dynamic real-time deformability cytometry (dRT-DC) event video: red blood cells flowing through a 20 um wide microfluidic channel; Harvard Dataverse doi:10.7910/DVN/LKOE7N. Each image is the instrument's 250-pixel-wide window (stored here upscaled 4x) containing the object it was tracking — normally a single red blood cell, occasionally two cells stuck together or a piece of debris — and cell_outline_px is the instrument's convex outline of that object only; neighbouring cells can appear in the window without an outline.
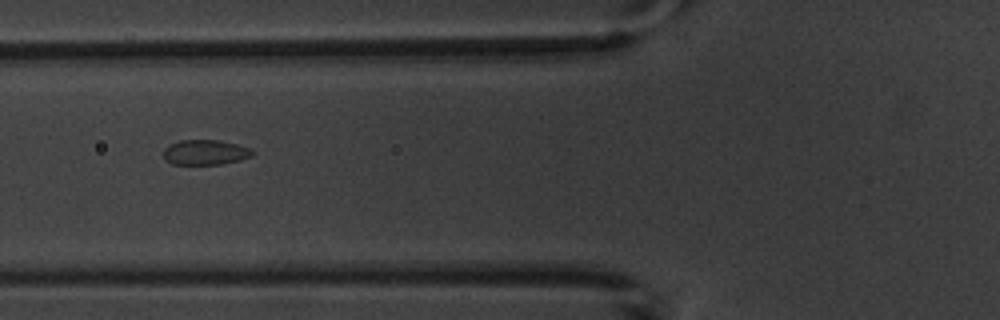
{"species": "common noctule bat (a hibernating species)", "species_latin": "Nyctalus noctula", "temperature_condition": "warm", "stored_images_in_passage": 5, "camera_frame_rate_fps": 3000, "um_per_image_px": 0.085, "animal": {"sex": "male", "body_mass_g": 20.1, "forearm_length_mm": 53.5}, "frame": {"image": 1, "passage_image": 2, "time_ms": 1.333, "image_size_px": [1000, 320], "cell_outline_px": [[256, 152], [252, 156], [240, 160], [224, 164], [172, 164], [164, 160], [164, 148], [168, 144], [180, 140], [220, 140], [252, 148]], "centroid_in_image_um": [17.46, 12.94], "position_along_channel_um": 108.3, "area_um2": 13.24}}
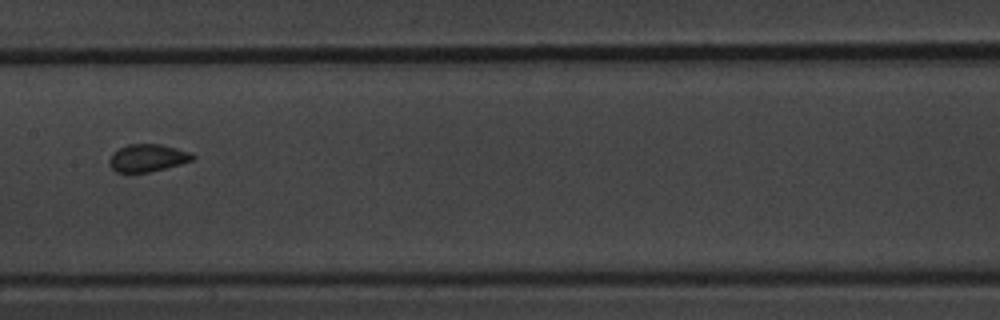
{"frame": {"image": 2, "passage_image": 4, "time_ms": 3.667, "image_size_px": [1000, 320], "cell_outline_px": [[196, 156], [192, 160], [180, 164], [148, 172], [116, 172], [108, 164], [108, 160], [112, 152], [128, 144], [160, 144], [176, 148], [188, 152]], "centroid_in_image_um": [12.49, 13.42], "position_along_channel_um": 194.9, "area_um2": 13.24}}
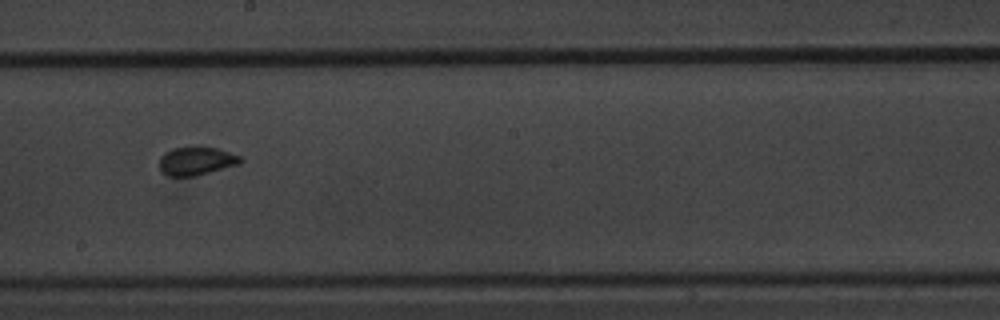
{"frame": {"image": 3, "passage_image": 5, "time_ms": 4.667, "image_size_px": [1000, 320], "cell_outline_px": [[244, 160], [240, 164], [196, 176], [168, 176], [160, 168], [160, 156], [164, 152], [172, 148], [192, 144], [200, 144], [216, 148], [240, 156]], "centroid_in_image_um": [16.69, 13.63], "position_along_channel_um": 231.5, "area_um2": 13.93}}